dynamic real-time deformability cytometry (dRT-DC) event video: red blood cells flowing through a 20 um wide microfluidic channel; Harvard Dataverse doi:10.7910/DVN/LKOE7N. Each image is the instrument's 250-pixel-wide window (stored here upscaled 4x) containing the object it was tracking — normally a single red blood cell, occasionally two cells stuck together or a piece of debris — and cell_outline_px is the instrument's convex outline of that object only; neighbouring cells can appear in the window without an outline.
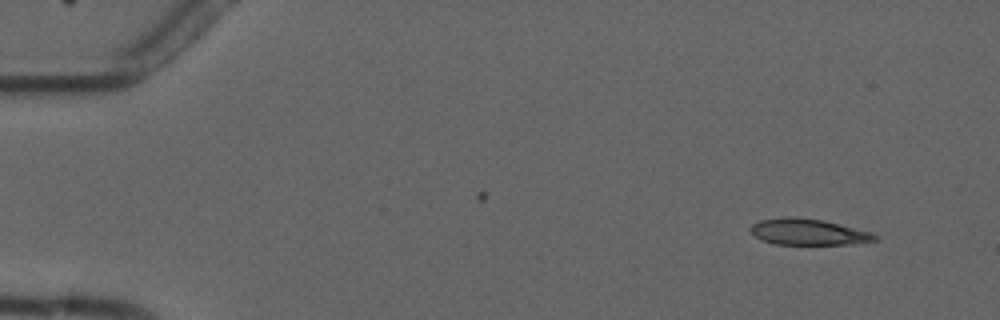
{"species": "common noctule bat (a hibernating species)", "species_latin": "Nyctalus noctula", "temperature_condition": "cold", "stored_images_in_passage": 6, "camera_frame_rate_fps": 3000, "um_per_image_px": 0.085, "animal": {"sex": "male", "forearm_length_mm": 52.5}, "frame": {"image": 1, "passage_image": 1, "time_ms": 0.0, "image_size_px": [1000, 320], "cell_outline_px": [[880, 240], [852, 244], [776, 244], [764, 240], [756, 236], [748, 228], [752, 224], [760, 220], [788, 216], [792, 216], [824, 220], [872, 232], [880, 236]], "centroid_in_image_um": [68.77, 19.71], "position_along_channel_um": 16.2, "area_um2": 19.07}}
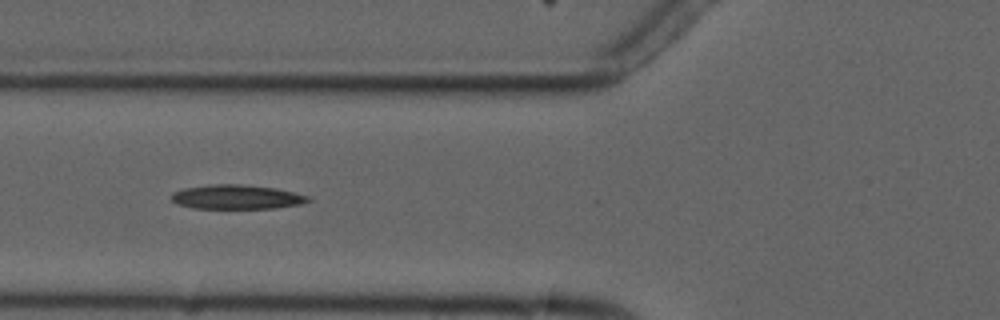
{"frame": {"image": 2, "passage_image": 5, "time_ms": 5.333, "image_size_px": [1000, 320], "cell_outline_px": [[312, 200], [300, 204], [276, 208], [192, 208], [176, 204], [172, 200], [172, 192], [184, 188], [212, 184], [240, 184], [276, 188], [308, 196]], "centroid_in_image_um": [20.09, 16.74], "position_along_channel_um": 105.7, "area_um2": 19.31}}
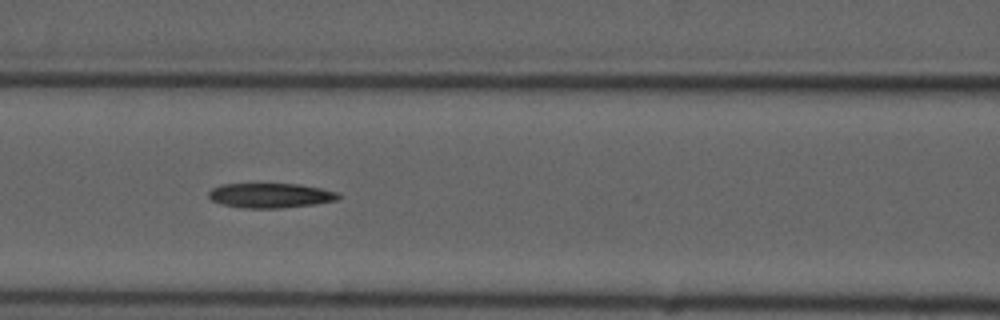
{"frame": {"image": 3, "passage_image": 6, "time_ms": 6.333, "image_size_px": [1000, 320], "cell_outline_px": [[340, 196], [336, 200], [316, 204], [280, 208], [244, 208], [224, 204], [212, 200], [208, 196], [208, 192], [212, 188], [220, 184], [300, 184], [320, 188], [336, 192]], "centroid_in_image_um": [22.97, 16.61], "position_along_channel_um": 143.6, "area_um2": 18.55}}